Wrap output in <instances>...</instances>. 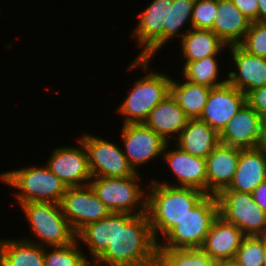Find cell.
<instances>
[{
    "label": "cell",
    "mask_w": 266,
    "mask_h": 266,
    "mask_svg": "<svg viewBox=\"0 0 266 266\" xmlns=\"http://www.w3.org/2000/svg\"><path fill=\"white\" fill-rule=\"evenodd\" d=\"M157 248L147 213H116L115 239L92 266H155Z\"/></svg>",
    "instance_id": "obj_1"
},
{
    "label": "cell",
    "mask_w": 266,
    "mask_h": 266,
    "mask_svg": "<svg viewBox=\"0 0 266 266\" xmlns=\"http://www.w3.org/2000/svg\"><path fill=\"white\" fill-rule=\"evenodd\" d=\"M146 186V213L157 243L160 234L164 237L206 195L198 189L161 184L154 179Z\"/></svg>",
    "instance_id": "obj_2"
},
{
    "label": "cell",
    "mask_w": 266,
    "mask_h": 266,
    "mask_svg": "<svg viewBox=\"0 0 266 266\" xmlns=\"http://www.w3.org/2000/svg\"><path fill=\"white\" fill-rule=\"evenodd\" d=\"M150 61L151 58L136 57L127 67L130 71L141 67L146 75L136 80L128 96L117 108L119 115H123V124L144 123L150 111L170 93L172 77L162 72L150 71Z\"/></svg>",
    "instance_id": "obj_3"
},
{
    "label": "cell",
    "mask_w": 266,
    "mask_h": 266,
    "mask_svg": "<svg viewBox=\"0 0 266 266\" xmlns=\"http://www.w3.org/2000/svg\"><path fill=\"white\" fill-rule=\"evenodd\" d=\"M0 181L18 191L12 193L19 205L31 201L61 203L66 185L46 166L5 171Z\"/></svg>",
    "instance_id": "obj_4"
},
{
    "label": "cell",
    "mask_w": 266,
    "mask_h": 266,
    "mask_svg": "<svg viewBox=\"0 0 266 266\" xmlns=\"http://www.w3.org/2000/svg\"><path fill=\"white\" fill-rule=\"evenodd\" d=\"M19 207L26 216V221L28 220L31 234L39 242L32 241L30 237L23 239L43 247L65 246L76 240V233L70 227L59 203L31 201Z\"/></svg>",
    "instance_id": "obj_5"
},
{
    "label": "cell",
    "mask_w": 266,
    "mask_h": 266,
    "mask_svg": "<svg viewBox=\"0 0 266 266\" xmlns=\"http://www.w3.org/2000/svg\"><path fill=\"white\" fill-rule=\"evenodd\" d=\"M219 216L216 195H205L164 237L157 249L201 248Z\"/></svg>",
    "instance_id": "obj_6"
},
{
    "label": "cell",
    "mask_w": 266,
    "mask_h": 266,
    "mask_svg": "<svg viewBox=\"0 0 266 266\" xmlns=\"http://www.w3.org/2000/svg\"><path fill=\"white\" fill-rule=\"evenodd\" d=\"M139 175L136 172L130 177H92L89 184L110 212L137 216L147 211V193L139 183Z\"/></svg>",
    "instance_id": "obj_7"
},
{
    "label": "cell",
    "mask_w": 266,
    "mask_h": 266,
    "mask_svg": "<svg viewBox=\"0 0 266 266\" xmlns=\"http://www.w3.org/2000/svg\"><path fill=\"white\" fill-rule=\"evenodd\" d=\"M219 216L238 227L245 236L266 235V211L254 201L250 193L221 190L216 195Z\"/></svg>",
    "instance_id": "obj_8"
},
{
    "label": "cell",
    "mask_w": 266,
    "mask_h": 266,
    "mask_svg": "<svg viewBox=\"0 0 266 266\" xmlns=\"http://www.w3.org/2000/svg\"><path fill=\"white\" fill-rule=\"evenodd\" d=\"M79 139L86 147L92 177H130L136 173L114 142L86 133Z\"/></svg>",
    "instance_id": "obj_9"
},
{
    "label": "cell",
    "mask_w": 266,
    "mask_h": 266,
    "mask_svg": "<svg viewBox=\"0 0 266 266\" xmlns=\"http://www.w3.org/2000/svg\"><path fill=\"white\" fill-rule=\"evenodd\" d=\"M60 205L75 233L85 225L103 219L111 213L94 193L90 184L67 187Z\"/></svg>",
    "instance_id": "obj_10"
},
{
    "label": "cell",
    "mask_w": 266,
    "mask_h": 266,
    "mask_svg": "<svg viewBox=\"0 0 266 266\" xmlns=\"http://www.w3.org/2000/svg\"><path fill=\"white\" fill-rule=\"evenodd\" d=\"M140 16V17H139ZM169 0H153L141 14L131 32L142 50L137 57L151 58L163 47V28L168 27Z\"/></svg>",
    "instance_id": "obj_11"
},
{
    "label": "cell",
    "mask_w": 266,
    "mask_h": 266,
    "mask_svg": "<svg viewBox=\"0 0 266 266\" xmlns=\"http://www.w3.org/2000/svg\"><path fill=\"white\" fill-rule=\"evenodd\" d=\"M121 127L122 150L135 172H140L139 166L163 155L167 142L144 123L123 124Z\"/></svg>",
    "instance_id": "obj_12"
},
{
    "label": "cell",
    "mask_w": 266,
    "mask_h": 266,
    "mask_svg": "<svg viewBox=\"0 0 266 266\" xmlns=\"http://www.w3.org/2000/svg\"><path fill=\"white\" fill-rule=\"evenodd\" d=\"M76 142L80 148L56 147L46 162V166L66 187L87 185L92 179L86 147L80 139Z\"/></svg>",
    "instance_id": "obj_13"
},
{
    "label": "cell",
    "mask_w": 266,
    "mask_h": 266,
    "mask_svg": "<svg viewBox=\"0 0 266 266\" xmlns=\"http://www.w3.org/2000/svg\"><path fill=\"white\" fill-rule=\"evenodd\" d=\"M264 121L247 103L230 119L219 134V141L239 149H253L262 146Z\"/></svg>",
    "instance_id": "obj_14"
},
{
    "label": "cell",
    "mask_w": 266,
    "mask_h": 266,
    "mask_svg": "<svg viewBox=\"0 0 266 266\" xmlns=\"http://www.w3.org/2000/svg\"><path fill=\"white\" fill-rule=\"evenodd\" d=\"M169 144L166 143L164 147L162 159L166 161L178 183L176 180L173 184L165 180H154L161 184L198 189L207 195L206 159L192 156L177 145L171 150Z\"/></svg>",
    "instance_id": "obj_15"
},
{
    "label": "cell",
    "mask_w": 266,
    "mask_h": 266,
    "mask_svg": "<svg viewBox=\"0 0 266 266\" xmlns=\"http://www.w3.org/2000/svg\"><path fill=\"white\" fill-rule=\"evenodd\" d=\"M245 104L246 95L227 82L211 88L199 119L220 134Z\"/></svg>",
    "instance_id": "obj_16"
},
{
    "label": "cell",
    "mask_w": 266,
    "mask_h": 266,
    "mask_svg": "<svg viewBox=\"0 0 266 266\" xmlns=\"http://www.w3.org/2000/svg\"><path fill=\"white\" fill-rule=\"evenodd\" d=\"M228 49L236 66L234 71L226 74L229 84L245 95L266 85V58L250 54L240 45H231Z\"/></svg>",
    "instance_id": "obj_17"
},
{
    "label": "cell",
    "mask_w": 266,
    "mask_h": 266,
    "mask_svg": "<svg viewBox=\"0 0 266 266\" xmlns=\"http://www.w3.org/2000/svg\"><path fill=\"white\" fill-rule=\"evenodd\" d=\"M241 149L219 143L206 157L207 195L227 188L237 169Z\"/></svg>",
    "instance_id": "obj_18"
},
{
    "label": "cell",
    "mask_w": 266,
    "mask_h": 266,
    "mask_svg": "<svg viewBox=\"0 0 266 266\" xmlns=\"http://www.w3.org/2000/svg\"><path fill=\"white\" fill-rule=\"evenodd\" d=\"M244 237L238 227L218 216L201 249L217 262L233 261Z\"/></svg>",
    "instance_id": "obj_19"
},
{
    "label": "cell",
    "mask_w": 266,
    "mask_h": 266,
    "mask_svg": "<svg viewBox=\"0 0 266 266\" xmlns=\"http://www.w3.org/2000/svg\"><path fill=\"white\" fill-rule=\"evenodd\" d=\"M266 180V150L260 146L241 149L237 169L230 185L223 190L252 194Z\"/></svg>",
    "instance_id": "obj_20"
},
{
    "label": "cell",
    "mask_w": 266,
    "mask_h": 266,
    "mask_svg": "<svg viewBox=\"0 0 266 266\" xmlns=\"http://www.w3.org/2000/svg\"><path fill=\"white\" fill-rule=\"evenodd\" d=\"M188 120L176 99L169 93L150 111L144 124L169 143L172 136L178 138Z\"/></svg>",
    "instance_id": "obj_21"
},
{
    "label": "cell",
    "mask_w": 266,
    "mask_h": 266,
    "mask_svg": "<svg viewBox=\"0 0 266 266\" xmlns=\"http://www.w3.org/2000/svg\"><path fill=\"white\" fill-rule=\"evenodd\" d=\"M251 21L246 18L231 0H217V13L212 31L227 45H239Z\"/></svg>",
    "instance_id": "obj_22"
},
{
    "label": "cell",
    "mask_w": 266,
    "mask_h": 266,
    "mask_svg": "<svg viewBox=\"0 0 266 266\" xmlns=\"http://www.w3.org/2000/svg\"><path fill=\"white\" fill-rule=\"evenodd\" d=\"M175 140L174 144L182 150L204 159L220 143L219 134L199 118L189 119L186 127Z\"/></svg>",
    "instance_id": "obj_23"
},
{
    "label": "cell",
    "mask_w": 266,
    "mask_h": 266,
    "mask_svg": "<svg viewBox=\"0 0 266 266\" xmlns=\"http://www.w3.org/2000/svg\"><path fill=\"white\" fill-rule=\"evenodd\" d=\"M116 235V212L85 225L76 233V240L88 247L93 264L114 241Z\"/></svg>",
    "instance_id": "obj_24"
},
{
    "label": "cell",
    "mask_w": 266,
    "mask_h": 266,
    "mask_svg": "<svg viewBox=\"0 0 266 266\" xmlns=\"http://www.w3.org/2000/svg\"><path fill=\"white\" fill-rule=\"evenodd\" d=\"M180 49L185 62L198 61L205 57L217 56L228 46L212 31L189 29L180 40Z\"/></svg>",
    "instance_id": "obj_25"
},
{
    "label": "cell",
    "mask_w": 266,
    "mask_h": 266,
    "mask_svg": "<svg viewBox=\"0 0 266 266\" xmlns=\"http://www.w3.org/2000/svg\"><path fill=\"white\" fill-rule=\"evenodd\" d=\"M0 240V266H44V247L23 238Z\"/></svg>",
    "instance_id": "obj_26"
},
{
    "label": "cell",
    "mask_w": 266,
    "mask_h": 266,
    "mask_svg": "<svg viewBox=\"0 0 266 266\" xmlns=\"http://www.w3.org/2000/svg\"><path fill=\"white\" fill-rule=\"evenodd\" d=\"M211 88L172 78L170 93L189 119L200 118Z\"/></svg>",
    "instance_id": "obj_27"
},
{
    "label": "cell",
    "mask_w": 266,
    "mask_h": 266,
    "mask_svg": "<svg viewBox=\"0 0 266 266\" xmlns=\"http://www.w3.org/2000/svg\"><path fill=\"white\" fill-rule=\"evenodd\" d=\"M218 56H209L198 61L184 62L182 66V78L193 84L205 85L210 88L227 83L219 73ZM220 77V78H219ZM218 79H221L218 81Z\"/></svg>",
    "instance_id": "obj_28"
},
{
    "label": "cell",
    "mask_w": 266,
    "mask_h": 266,
    "mask_svg": "<svg viewBox=\"0 0 266 266\" xmlns=\"http://www.w3.org/2000/svg\"><path fill=\"white\" fill-rule=\"evenodd\" d=\"M201 248L157 249L155 266H215Z\"/></svg>",
    "instance_id": "obj_29"
},
{
    "label": "cell",
    "mask_w": 266,
    "mask_h": 266,
    "mask_svg": "<svg viewBox=\"0 0 266 266\" xmlns=\"http://www.w3.org/2000/svg\"><path fill=\"white\" fill-rule=\"evenodd\" d=\"M196 0H169L168 27L163 28V46L176 37L182 38L192 28V13ZM189 20V21H188ZM189 22L185 33L179 31Z\"/></svg>",
    "instance_id": "obj_30"
},
{
    "label": "cell",
    "mask_w": 266,
    "mask_h": 266,
    "mask_svg": "<svg viewBox=\"0 0 266 266\" xmlns=\"http://www.w3.org/2000/svg\"><path fill=\"white\" fill-rule=\"evenodd\" d=\"M80 246L75 240L65 246L44 247V266H92Z\"/></svg>",
    "instance_id": "obj_31"
},
{
    "label": "cell",
    "mask_w": 266,
    "mask_h": 266,
    "mask_svg": "<svg viewBox=\"0 0 266 266\" xmlns=\"http://www.w3.org/2000/svg\"><path fill=\"white\" fill-rule=\"evenodd\" d=\"M233 262L236 266H263L264 236H245Z\"/></svg>",
    "instance_id": "obj_32"
},
{
    "label": "cell",
    "mask_w": 266,
    "mask_h": 266,
    "mask_svg": "<svg viewBox=\"0 0 266 266\" xmlns=\"http://www.w3.org/2000/svg\"><path fill=\"white\" fill-rule=\"evenodd\" d=\"M239 45L250 54L266 58V23L251 22Z\"/></svg>",
    "instance_id": "obj_33"
},
{
    "label": "cell",
    "mask_w": 266,
    "mask_h": 266,
    "mask_svg": "<svg viewBox=\"0 0 266 266\" xmlns=\"http://www.w3.org/2000/svg\"><path fill=\"white\" fill-rule=\"evenodd\" d=\"M217 13V0H196L192 13V28L211 30Z\"/></svg>",
    "instance_id": "obj_34"
},
{
    "label": "cell",
    "mask_w": 266,
    "mask_h": 266,
    "mask_svg": "<svg viewBox=\"0 0 266 266\" xmlns=\"http://www.w3.org/2000/svg\"><path fill=\"white\" fill-rule=\"evenodd\" d=\"M246 103L266 122V85L246 94Z\"/></svg>",
    "instance_id": "obj_35"
},
{
    "label": "cell",
    "mask_w": 266,
    "mask_h": 266,
    "mask_svg": "<svg viewBox=\"0 0 266 266\" xmlns=\"http://www.w3.org/2000/svg\"><path fill=\"white\" fill-rule=\"evenodd\" d=\"M240 12L251 22H257L258 0H231Z\"/></svg>",
    "instance_id": "obj_36"
},
{
    "label": "cell",
    "mask_w": 266,
    "mask_h": 266,
    "mask_svg": "<svg viewBox=\"0 0 266 266\" xmlns=\"http://www.w3.org/2000/svg\"><path fill=\"white\" fill-rule=\"evenodd\" d=\"M252 195L256 204L266 211V180L256 187Z\"/></svg>",
    "instance_id": "obj_37"
},
{
    "label": "cell",
    "mask_w": 266,
    "mask_h": 266,
    "mask_svg": "<svg viewBox=\"0 0 266 266\" xmlns=\"http://www.w3.org/2000/svg\"><path fill=\"white\" fill-rule=\"evenodd\" d=\"M257 22L266 23V0H258Z\"/></svg>",
    "instance_id": "obj_38"
},
{
    "label": "cell",
    "mask_w": 266,
    "mask_h": 266,
    "mask_svg": "<svg viewBox=\"0 0 266 266\" xmlns=\"http://www.w3.org/2000/svg\"><path fill=\"white\" fill-rule=\"evenodd\" d=\"M215 266H236L233 261L216 262Z\"/></svg>",
    "instance_id": "obj_39"
},
{
    "label": "cell",
    "mask_w": 266,
    "mask_h": 266,
    "mask_svg": "<svg viewBox=\"0 0 266 266\" xmlns=\"http://www.w3.org/2000/svg\"><path fill=\"white\" fill-rule=\"evenodd\" d=\"M262 147L266 150V122H264V139Z\"/></svg>",
    "instance_id": "obj_40"
},
{
    "label": "cell",
    "mask_w": 266,
    "mask_h": 266,
    "mask_svg": "<svg viewBox=\"0 0 266 266\" xmlns=\"http://www.w3.org/2000/svg\"><path fill=\"white\" fill-rule=\"evenodd\" d=\"M266 266V235H264V264Z\"/></svg>",
    "instance_id": "obj_41"
}]
</instances>
